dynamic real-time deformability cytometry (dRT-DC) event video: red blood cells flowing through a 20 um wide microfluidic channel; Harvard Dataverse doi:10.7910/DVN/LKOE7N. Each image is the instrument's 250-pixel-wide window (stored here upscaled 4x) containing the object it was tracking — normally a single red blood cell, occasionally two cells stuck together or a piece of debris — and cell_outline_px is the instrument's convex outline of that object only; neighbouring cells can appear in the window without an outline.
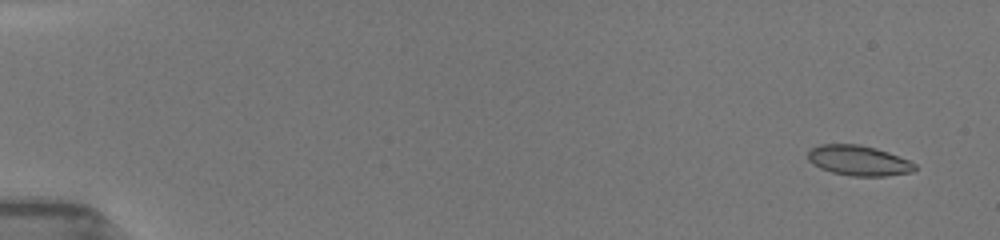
{"species": "common noctule bat (a hibernating species)", "species_latin": "Nyctalus noctula", "temperature_condition": "room temperature", "stored_images_in_passage": 8, "camera_frame_rate_fps": 3000, "um_per_image_px": 0.085, "animal": {"sex": "female", "body_mass_g": 19.5, "forearm_length_mm": 54.1}, "frame": {"image": 1, "passage_image": 1, "time_ms": 0.0, "image_size_px": [1000, 240], "cell_outline_px": [[916, 168], [912, 172], [888, 176], [852, 176], [832, 172], [820, 168], [812, 164], [808, 160], [808, 152], [812, 148], [820, 144], [860, 144], [876, 148], [888, 152], [908, 160], [916, 164]], "centroid_in_image_um": [72.98, 13.65], "position_along_channel_um": 12.0, "area_um2": 18.84}}
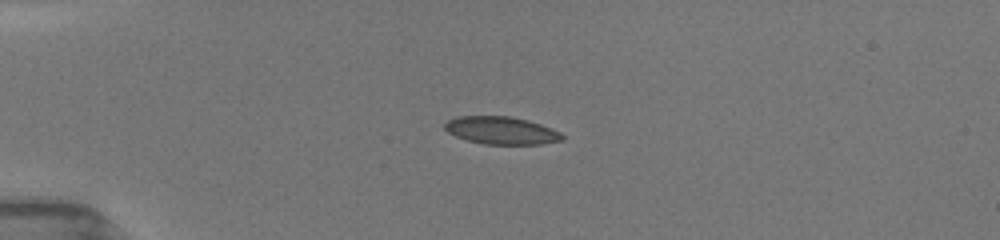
{"frame": {"image": 2, "passage_image": 7, "time_ms": 3.667, "image_size_px": [1000, 240], "cell_outline_px": [[564, 140], [540, 144], [484, 144], [468, 140], [456, 136], [448, 132], [444, 128], [444, 124], [448, 120], [456, 116], [508, 116], [528, 120], [540, 124], [560, 132], [564, 136]], "centroid_in_image_um": [42.61, 11.09], "position_along_channel_um": 42.4, "area_um2": 18.84}}